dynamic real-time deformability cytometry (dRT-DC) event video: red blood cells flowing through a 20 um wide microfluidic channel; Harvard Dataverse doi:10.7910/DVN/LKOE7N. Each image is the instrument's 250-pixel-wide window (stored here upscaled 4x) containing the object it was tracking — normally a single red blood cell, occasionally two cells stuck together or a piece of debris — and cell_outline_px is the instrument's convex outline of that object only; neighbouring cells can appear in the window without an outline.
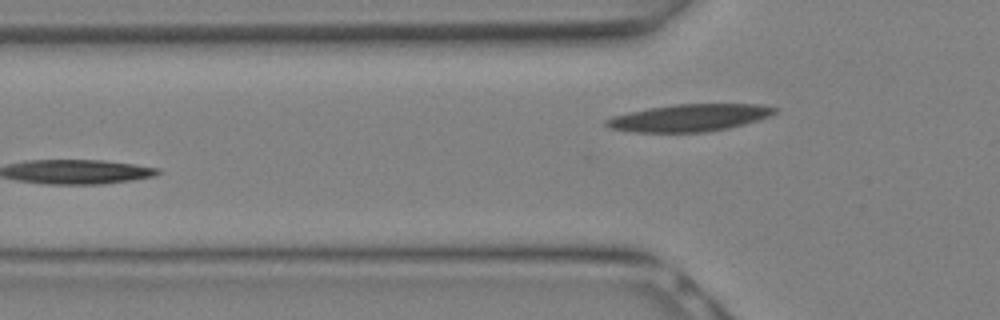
{"species": "Egyptian fruit bat (a non-hibernating species)", "species_latin": "Rousettus aegyptiacus", "temperature_condition": "warm", "stored_images_in_passage": 5, "camera_frame_rate_fps": 3000, "um_per_image_px": 0.085, "animal": {"sex": "female"}, "frame": {"image": 1, "passage_image": 5, "time_ms": 1.333, "image_size_px": [1000, 320], "cell_outline_px": [[780, 108], [776, 112], [760, 120], [728, 128], [704, 132], [632, 132], [608, 128], [604, 124], [604, 120], [612, 116], [648, 108], [676, 104], [760, 104]], "centroid_in_image_um": [58.59, 10.01], "position_along_channel_um": 67.2, "area_um2": 26.82}}